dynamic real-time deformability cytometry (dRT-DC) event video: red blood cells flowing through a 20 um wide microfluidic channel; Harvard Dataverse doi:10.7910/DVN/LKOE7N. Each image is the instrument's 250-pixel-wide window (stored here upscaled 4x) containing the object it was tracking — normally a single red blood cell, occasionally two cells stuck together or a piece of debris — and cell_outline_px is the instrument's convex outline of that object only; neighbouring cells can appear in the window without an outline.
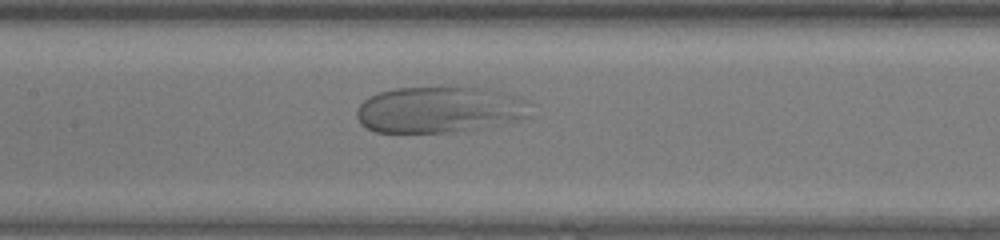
{"species": "human", "species_latin": "Homo sapiens", "temperature_condition": "warm", "stored_images_in_passage": 39, "camera_frame_rate_fps": 3000, "um_per_image_px": 0.085, "donor": {"sex": "female"}, "frame": {"image": 1, "passage_image": 13, "time_ms": 4.0, "image_size_px": [1000, 240], "cell_outline_px": [[532, 116], [516, 120], [480, 128], [452, 132], [376, 132], [360, 124], [356, 116], [356, 112], [360, 104], [368, 96], [392, 88], [488, 88], [508, 92], [520, 96], [528, 100], [532, 104]], "centroid_in_image_um": [37.43, 9.31], "position_along_channel_um": 170.0, "area_um2": 47.28}}
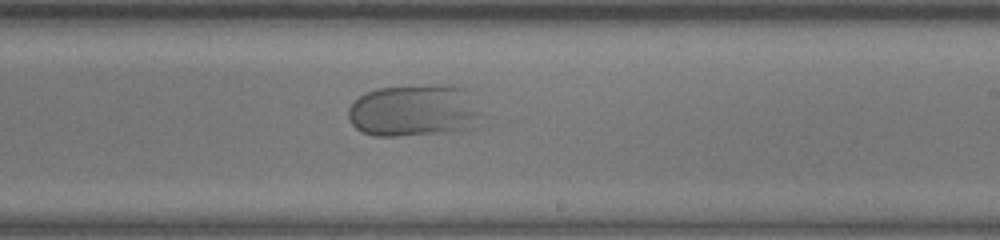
{"frame": {"image": 2, "passage_image": 19, "time_ms": 6.0, "image_size_px": [1000, 240], "cell_outline_px": [[496, 124], [484, 128], [460, 132], [400, 136], [376, 136], [360, 132], [348, 120], [348, 108], [360, 96], [376, 88], [432, 84], [456, 84], [468, 88], [496, 120]], "centroid_in_image_um": [35.6, 9.43], "position_along_channel_um": 253.4, "area_um2": 44.22}}
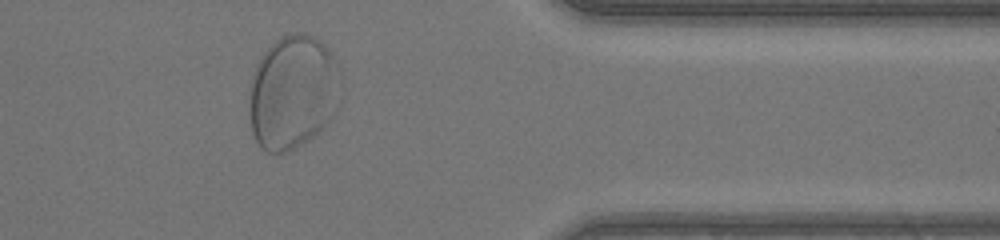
{"frame": {"image": 3, "passage_image": 30, "time_ms": 9.667, "image_size_px": [1000, 240], "cell_outline_px": [[340, 104], [332, 116], [312, 136], [300, 144], [284, 152], [268, 152], [260, 148], [252, 132], [252, 76], [256, 64], [260, 56], [280, 36], [296, 32], [304, 32], [320, 40], [328, 48], [336, 60], [340, 76]], "centroid_in_image_um": [24.93, 7.78], "position_along_channel_um": 386.5, "area_um2": 60.17}}